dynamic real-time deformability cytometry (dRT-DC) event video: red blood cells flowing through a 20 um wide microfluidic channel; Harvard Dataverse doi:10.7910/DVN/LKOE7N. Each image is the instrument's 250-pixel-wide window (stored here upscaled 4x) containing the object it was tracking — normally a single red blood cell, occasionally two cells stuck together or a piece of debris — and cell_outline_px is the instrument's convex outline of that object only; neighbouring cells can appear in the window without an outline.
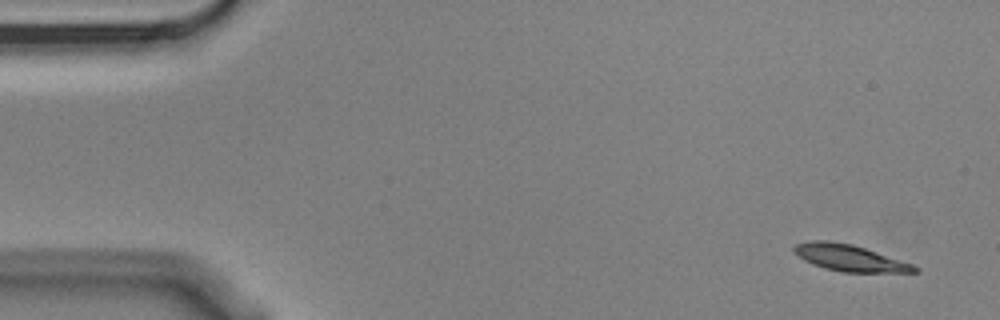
{"species": "Egyptian fruit bat (a non-hibernating species)", "species_latin": "Rousettus aegyptiacus", "temperature_condition": "cold", "stored_images_in_passage": 5, "segment_of_instrument_passage": [1, 2], "camera_frame_rate_fps": 3000, "um_per_image_px": 0.085, "animal": {"sex": "male"}, "frame": {"image": 1, "passage_image": 1, "time_ms": 0.0, "image_size_px": [1000, 320], "cell_outline_px": [[920, 272], [840, 272], [824, 268], [812, 264], [804, 260], [792, 252], [792, 248], [796, 244], [812, 240], [828, 240], [852, 244], [912, 264], [920, 268]], "centroid_in_image_um": [72.17, 21.92], "position_along_channel_um": 12.8, "area_um2": 18.55}}
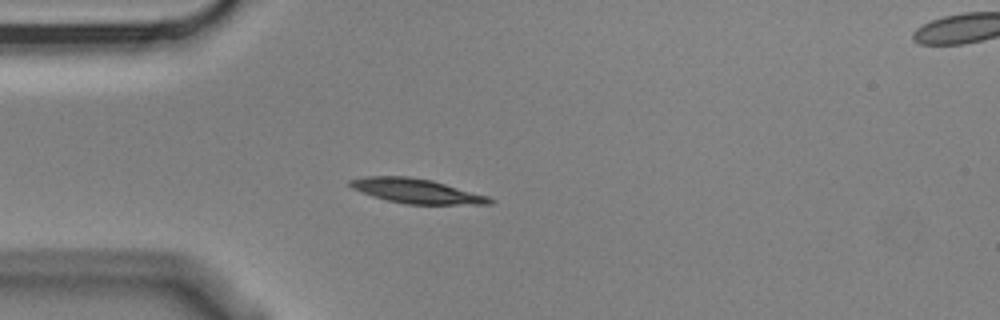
{"frame": {"image": 2, "passage_image": 4, "time_ms": 1.0, "image_size_px": [1000, 320], "cell_outline_px": [[496, 200], [492, 204], [404, 204], [372, 196], [352, 188], [348, 184], [348, 180], [364, 176], [408, 176], [432, 180], [488, 196]], "centroid_in_image_um": [35.39, 16.23], "position_along_channel_um": 49.6, "area_um2": 20.0}}